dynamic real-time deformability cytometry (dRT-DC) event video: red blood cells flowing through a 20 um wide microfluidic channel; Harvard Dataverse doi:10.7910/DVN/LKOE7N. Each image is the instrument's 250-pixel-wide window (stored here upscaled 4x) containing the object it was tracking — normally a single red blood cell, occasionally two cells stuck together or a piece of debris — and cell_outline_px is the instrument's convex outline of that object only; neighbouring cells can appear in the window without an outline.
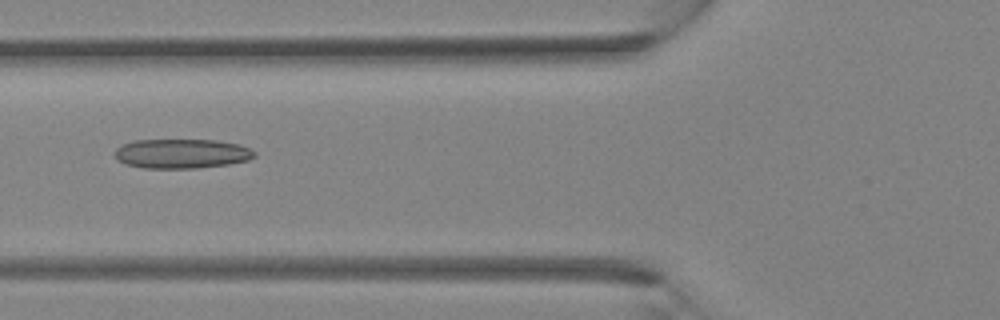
{"species": "Egyptian fruit bat (a non-hibernating species)", "species_latin": "Rousettus aegyptiacus", "temperature_condition": "room temperature", "stored_images_in_passage": 38, "camera_frame_rate_fps": 3000, "um_per_image_px": 0.085, "animal": {"sex": "female"}, "frame": {"image": 1, "passage_image": 15, "time_ms": 4.667, "image_size_px": [1000, 320], "cell_outline_px": [[256, 156], [248, 160], [228, 164], [200, 168], [144, 168], [124, 164], [116, 160], [112, 152], [120, 144], [132, 140], [216, 140], [240, 144], [256, 152]], "centroid_in_image_um": [15.38, 13.06], "position_along_channel_um": 110.4, "area_um2": 24.39}}
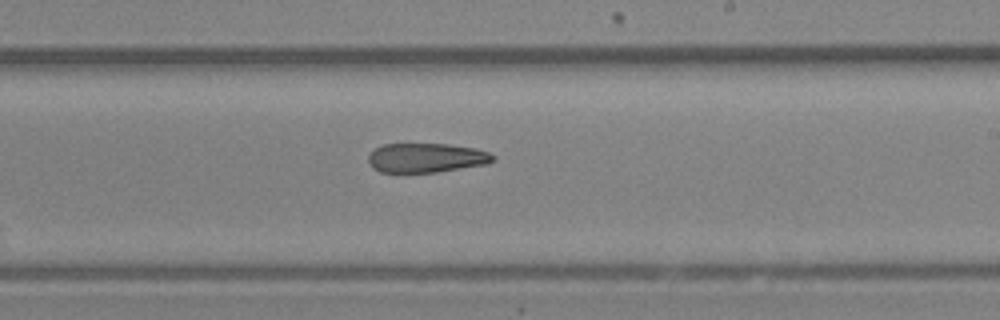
{"frame": {"image": 2, "passage_image": 23, "time_ms": 7.333, "image_size_px": [1000, 320], "cell_outline_px": [[496, 160], [488, 164], [436, 172], [380, 172], [372, 168], [368, 160], [368, 156], [376, 148], [384, 144], [448, 144], [476, 148], [488, 152], [496, 156]], "centroid_in_image_um": [36.27, 13.41], "position_along_channel_um": 252.7, "area_um2": 21.39}}
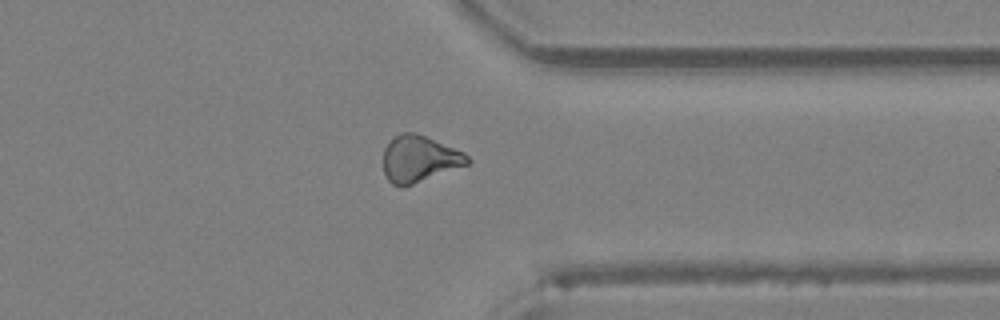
{"frame": {"image": 3, "passage_image": 30, "time_ms": 9.667, "image_size_px": [1000, 320], "cell_outline_px": [[472, 160], [468, 164], [412, 184], [400, 188], [392, 184], [388, 180], [384, 172], [384, 148], [388, 140], [400, 132], [416, 132], [464, 152]], "centroid_in_image_um": [35.61, 13.49], "position_along_channel_um": 375.8, "area_um2": 22.83}}